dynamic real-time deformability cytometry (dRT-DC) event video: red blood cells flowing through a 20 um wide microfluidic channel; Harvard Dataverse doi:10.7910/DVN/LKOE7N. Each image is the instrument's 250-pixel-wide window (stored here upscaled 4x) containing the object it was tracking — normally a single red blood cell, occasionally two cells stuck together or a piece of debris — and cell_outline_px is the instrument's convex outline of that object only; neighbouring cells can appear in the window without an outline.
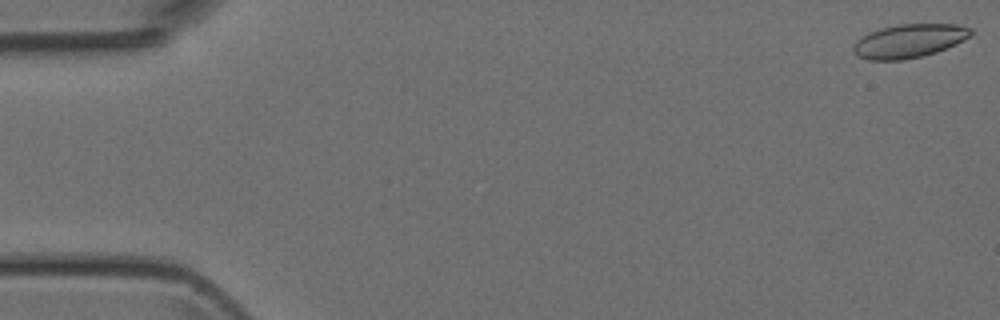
{"species": "Egyptian fruit bat (a non-hibernating species)", "species_latin": "Rousettus aegyptiacus", "temperature_condition": "room temperature", "stored_images_in_passage": 48, "camera_frame_rate_fps": 3000, "um_per_image_px": 0.085, "animal": {"sex": "female"}, "frame": {"image": 1, "passage_image": 1, "time_ms": 0.0, "image_size_px": [1000, 320], "cell_outline_px": [[972, 32], [964, 40], [956, 44], [936, 52], [904, 60], [868, 60], [856, 56], [852, 52], [852, 48], [856, 40], [868, 32], [880, 28], [900, 24], [960, 24], [972, 28]], "centroid_in_image_um": [77.23, 3.48], "position_along_channel_um": 7.8, "area_um2": 23.18}}
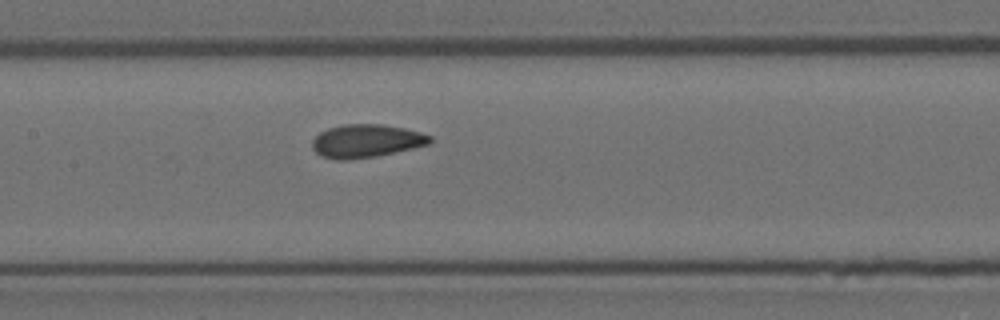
{"frame": {"image": 2, "passage_image": 23, "time_ms": 7.333, "image_size_px": [1000, 320], "cell_outline_px": [[432, 144], [376, 156], [348, 160], [336, 160], [320, 156], [312, 148], [312, 140], [320, 132], [328, 128], [344, 124], [384, 124], [404, 128], [420, 132], [432, 136]], "centroid_in_image_um": [31.13, 11.98], "position_along_channel_um": 176.3, "area_um2": 22.95}}
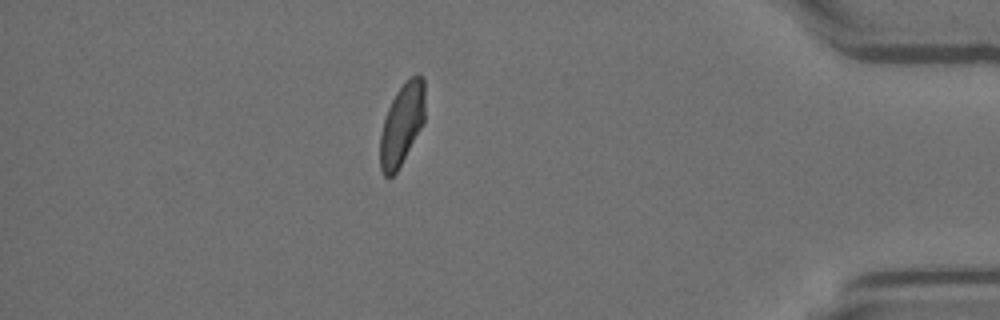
{"frame": {"image": 3, "passage_image": 42, "time_ms": 13.667, "image_size_px": [1000, 320], "cell_outline_px": [[424, 124], [396, 172], [392, 176], [384, 176], [380, 168], [380, 136], [384, 120], [388, 108], [396, 92], [416, 72], [420, 72], [424, 76]], "centroid_in_image_um": [34.18, 10.54], "position_along_channel_um": 401.0, "area_um2": 21.27}}